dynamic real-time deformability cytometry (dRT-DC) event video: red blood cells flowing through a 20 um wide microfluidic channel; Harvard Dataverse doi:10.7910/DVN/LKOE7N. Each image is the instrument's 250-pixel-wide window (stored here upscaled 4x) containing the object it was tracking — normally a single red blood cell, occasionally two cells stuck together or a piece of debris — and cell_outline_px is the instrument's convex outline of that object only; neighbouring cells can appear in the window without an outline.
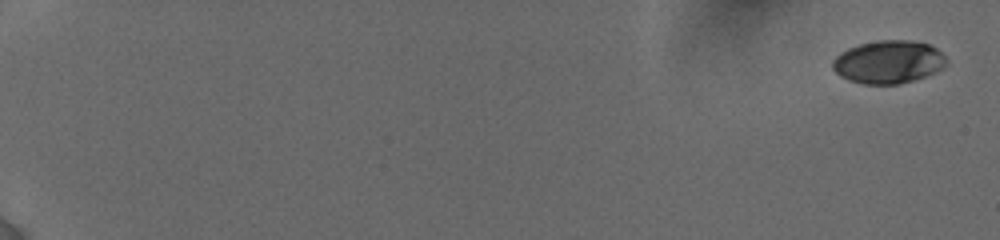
{"species": "human", "species_latin": "Homo sapiens", "temperature_condition": "cold", "stored_images_in_passage": 26, "camera_frame_rate_fps": 3000, "um_per_image_px": 0.085, "donor": {"sex": "female"}, "frame": {"image": 1, "passage_image": 1, "time_ms": 0.0, "image_size_px": [1000, 240], "cell_outline_px": [[948, 60], [936, 72], [912, 80], [896, 84], [864, 84], [848, 80], [840, 76], [832, 68], [832, 60], [840, 52], [848, 48], [860, 44], [880, 40], [908, 40], [928, 44], [936, 48]], "centroid_in_image_um": [75.47, 5.26], "position_along_channel_um": 9.5, "area_um2": 28.26}}
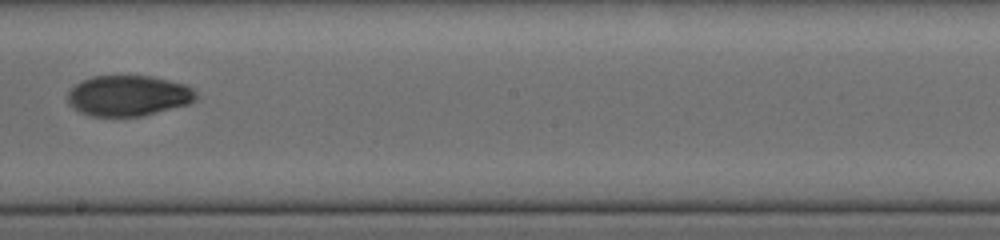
{"frame": {"image": 2, "passage_image": 14, "time_ms": 11.667, "image_size_px": [1000, 240], "cell_outline_px": [[200, 96], [196, 100], [188, 104], [140, 116], [92, 116], [80, 112], [68, 104], [68, 92], [80, 80], [92, 76], [152, 76], [188, 84]], "centroid_in_image_um": [10.93, 8.12], "position_along_channel_um": 237.3, "area_um2": 30.58}}
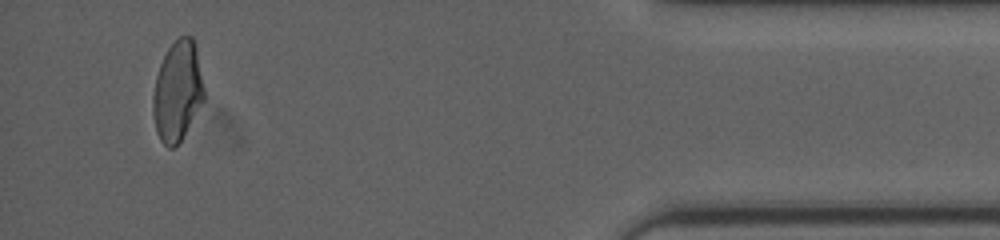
{"frame": {"image": 3, "passage_image": 25, "time_ms": 17.667, "image_size_px": [1000, 240], "cell_outline_px": [[204, 100], [180, 140], [172, 148], [168, 148], [160, 140], [156, 128], [152, 112], [152, 96], [156, 76], [160, 64], [168, 48], [180, 36], [192, 36], [196, 48], [204, 88]], "centroid_in_image_um": [15.07, 7.74], "position_along_channel_um": 420.1, "area_um2": 29.42}, "authors_computed_cell_mechanics": {"area_um2": 29.9982, "velocity_mm_per_s": 3.8515, "shape_relaxation_time_tau1_ms": 7.9787, "shape_relaxation_time_tau2_ms": 3.6825, "deformation_change_tau1": 0.1977, "deformation_change_tau2": 0.0642}}